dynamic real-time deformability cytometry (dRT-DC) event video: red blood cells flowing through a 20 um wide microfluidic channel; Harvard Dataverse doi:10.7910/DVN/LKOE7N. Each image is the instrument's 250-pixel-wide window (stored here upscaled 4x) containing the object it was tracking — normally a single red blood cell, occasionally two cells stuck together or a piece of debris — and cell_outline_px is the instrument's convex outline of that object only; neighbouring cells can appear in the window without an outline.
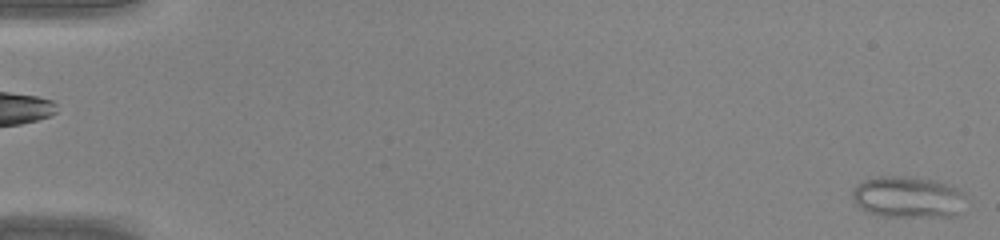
{"species": "common noctule bat (a hibernating species)", "species_latin": "Nyctalus noctula", "temperature_condition": "warm", "stored_images_in_passage": 46, "camera_frame_rate_fps": 3000, "um_per_image_px": 0.085, "animal": {"sex": "male", "body_mass_g": 20.0, "forearm_length_mm": 53.3}, "frame": {"image": 1, "passage_image": 1, "time_ms": 0.0, "image_size_px": [1000, 240], "cell_outline_px": [[964, 192], [956, 216], [880, 216], [868, 212], [860, 208], [856, 204], [852, 196], [852, 192], [864, 180], [880, 176], [908, 176], [932, 180], [956, 188]], "centroid_in_image_um": [77.11, 16.75], "position_along_channel_um": 7.9, "area_um2": 26.76}}
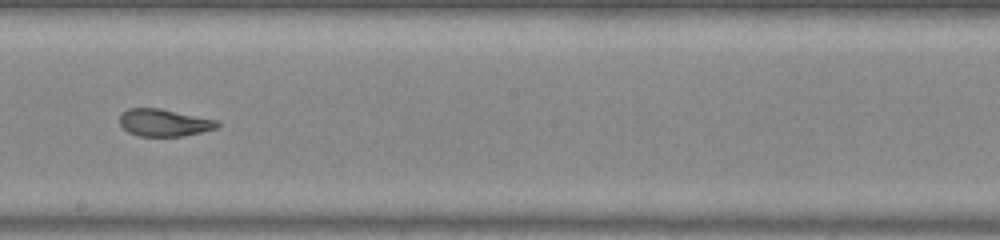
{"frame": {"image": 2, "passage_image": 27, "time_ms": 8.667, "image_size_px": [1000, 240], "cell_outline_px": [[220, 124], [216, 128], [184, 136], [140, 136], [128, 132], [120, 124], [120, 112], [128, 108], [160, 108], [216, 120]], "centroid_in_image_um": [13.91, 10.42], "position_along_channel_um": 234.3, "area_um2": 15.43}}
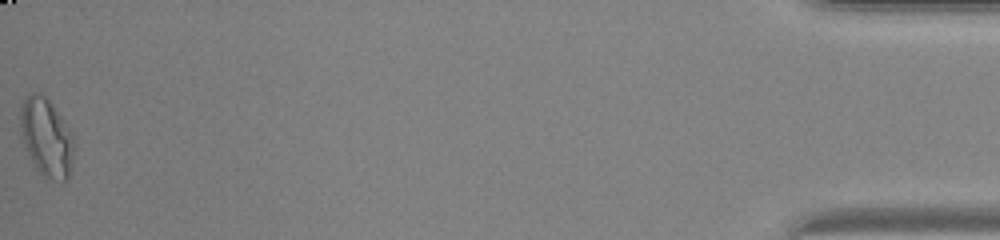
{"frame": {"image": 3, "passage_image": 46, "time_ms": 15.0, "image_size_px": [1000, 240], "cell_outline_px": [[72, 160], [68, 176], [64, 180], [44, 176], [36, 168], [24, 144], [20, 132], [20, 108], [24, 100], [32, 92], [40, 92], [52, 104], [72, 132]], "centroid_in_image_um": [3.92, 11.62], "position_along_channel_um": 431.3, "area_um2": 23.76}}